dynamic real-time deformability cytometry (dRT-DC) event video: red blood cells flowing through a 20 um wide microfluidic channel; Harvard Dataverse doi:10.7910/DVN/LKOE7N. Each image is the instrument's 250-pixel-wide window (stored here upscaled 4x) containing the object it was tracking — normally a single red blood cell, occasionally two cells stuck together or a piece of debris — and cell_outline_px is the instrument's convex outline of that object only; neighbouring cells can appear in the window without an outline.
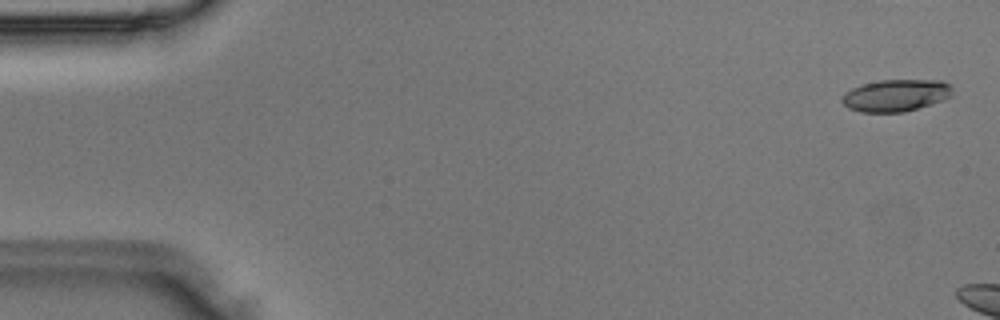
{"species": "Egyptian fruit bat (a non-hibernating species)", "species_latin": "Rousettus aegyptiacus", "temperature_condition": "room temperature", "stored_images_in_passage": 7, "camera_frame_rate_fps": 3000, "um_per_image_px": 0.085, "animal": {"sex": "male"}, "frame": {"image": 1, "passage_image": 2, "time_ms": 0.333, "image_size_px": [1000, 320], "cell_outline_px": [[952, 96], [944, 100], [904, 112], [860, 112], [848, 108], [840, 100], [844, 92], [852, 88], [864, 84], [880, 80], [944, 80], [952, 88]], "centroid_in_image_um": [76.15, 8.11], "position_along_channel_um": 8.9, "area_um2": 20.69}}